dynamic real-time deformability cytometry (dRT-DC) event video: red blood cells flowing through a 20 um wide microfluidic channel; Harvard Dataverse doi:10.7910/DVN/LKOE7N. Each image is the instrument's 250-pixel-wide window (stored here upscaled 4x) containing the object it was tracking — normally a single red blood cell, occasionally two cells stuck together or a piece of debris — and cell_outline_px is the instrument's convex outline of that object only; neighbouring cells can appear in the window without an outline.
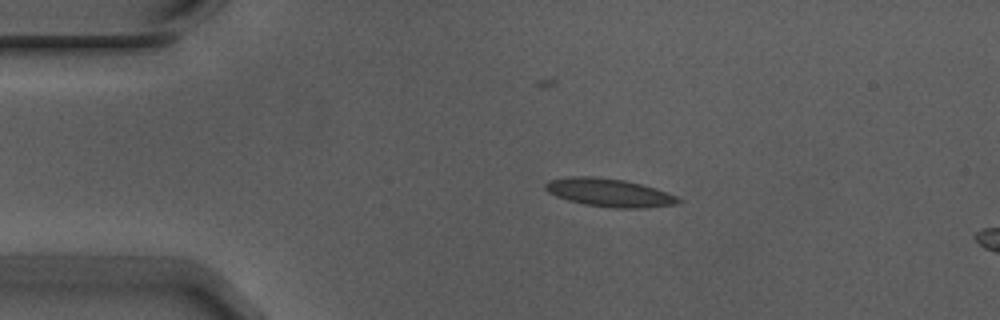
{"species": "Egyptian fruit bat (a non-hibernating species)", "species_latin": "Rousettus aegyptiacus", "temperature_condition": "warm", "stored_images_in_passage": 16, "camera_frame_rate_fps": 3000, "um_per_image_px": 0.085, "animal": {"sex": "male"}, "frame": {"image": 1, "passage_image": 10, "time_ms": 3.0, "image_size_px": [1000, 320], "cell_outline_px": [[684, 200], [676, 204], [644, 208], [612, 208], [584, 204], [568, 200], [556, 196], [548, 192], [544, 188], [544, 184], [548, 180], [572, 176], [592, 176], [624, 180], [656, 188], [676, 196]], "centroid_in_image_um": [51.77, 16.37], "position_along_channel_um": 33.2, "area_um2": 21.85}}